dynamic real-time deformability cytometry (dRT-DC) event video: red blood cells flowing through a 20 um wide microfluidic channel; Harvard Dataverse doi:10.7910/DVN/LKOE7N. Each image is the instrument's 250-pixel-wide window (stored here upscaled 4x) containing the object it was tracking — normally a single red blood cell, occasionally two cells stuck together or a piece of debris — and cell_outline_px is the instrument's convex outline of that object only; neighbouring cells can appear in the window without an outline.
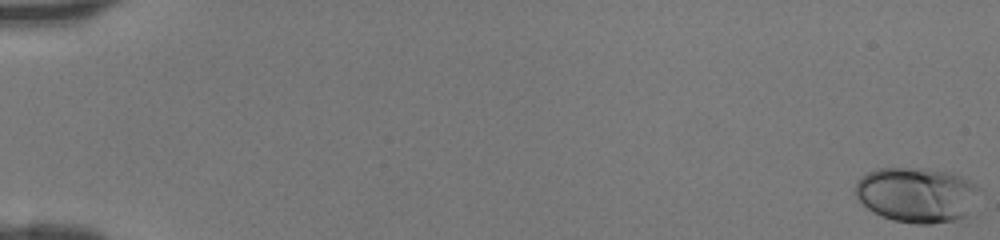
{"species": "human", "species_latin": "Homo sapiens", "temperature_condition": "room temperature", "stored_images_in_passage": 47, "camera_frame_rate_fps": 3000, "um_per_image_px": 0.085, "donor": {"sex": "female"}, "frame": {"image": 1, "passage_image": 1, "time_ms": 0.0, "image_size_px": [1000, 240], "cell_outline_px": [[980, 188], [964, 216], [952, 220], [928, 224], [916, 224], [892, 220], [868, 208], [856, 196], [856, 184], [868, 172], [876, 168], [904, 168], [948, 172], [960, 176], [976, 184]], "centroid_in_image_um": [77.89, 16.55], "position_along_channel_um": 7.1, "area_um2": 38.73}}
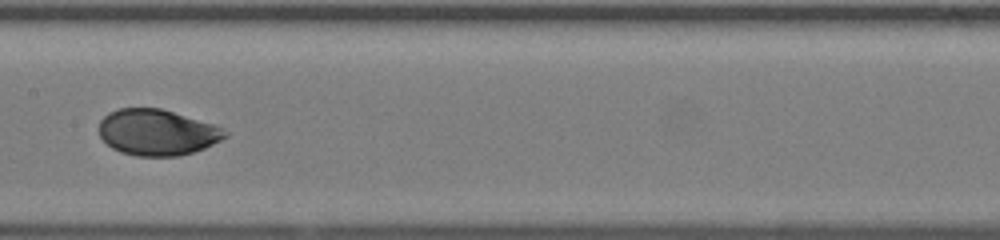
{"frame": {"image": 2, "passage_image": 26, "time_ms": 8.333, "image_size_px": [1000, 240], "cell_outline_px": [[228, 136], [204, 148], [180, 156], [136, 156], [120, 152], [112, 148], [100, 136], [100, 120], [108, 112], [120, 108], [160, 108], [216, 124], [228, 132]], "centroid_in_image_um": [13.37, 11.24], "position_along_channel_um": 194.0, "area_um2": 33.87}}
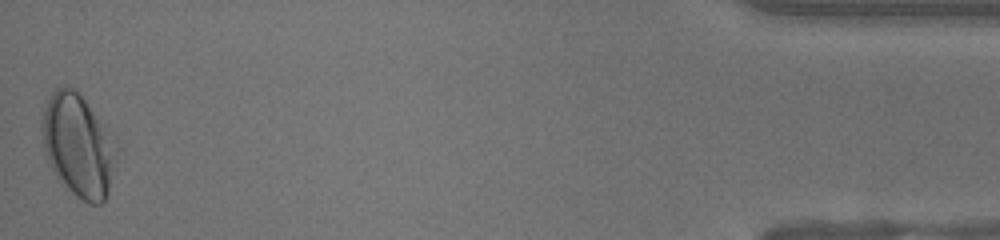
{"frame": {"image": 3, "passage_image": 47, "time_ms": 15.333, "image_size_px": [1000, 240], "cell_outline_px": [[116, 156], [108, 192], [104, 200], [100, 204], [88, 204], [76, 196], [56, 176], [44, 152], [40, 120], [44, 108], [52, 92], [56, 88], [64, 84], [80, 92], [104, 128], [116, 148]], "centroid_in_image_um": [6.59, 12.35], "position_along_channel_um": 428.6, "area_um2": 43.75}}